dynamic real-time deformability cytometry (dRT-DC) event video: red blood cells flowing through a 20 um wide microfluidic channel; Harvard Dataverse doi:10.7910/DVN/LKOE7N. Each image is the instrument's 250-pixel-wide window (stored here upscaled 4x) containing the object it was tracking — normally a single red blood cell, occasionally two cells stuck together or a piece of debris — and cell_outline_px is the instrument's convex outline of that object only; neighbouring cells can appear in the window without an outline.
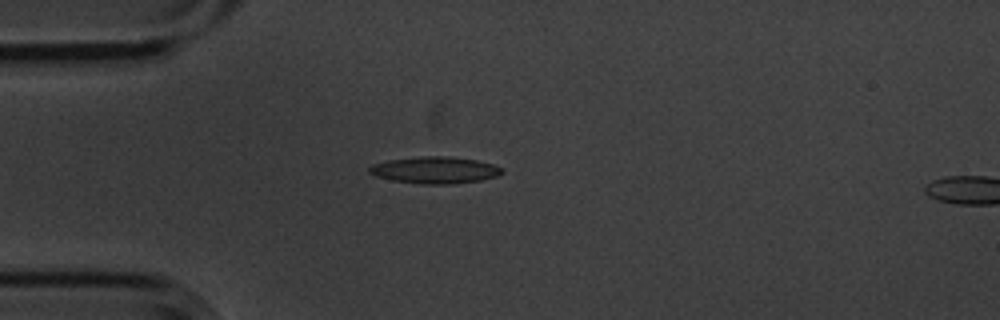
{"species": "common noctule bat (a hibernating species)", "species_latin": "Nyctalus noctula", "temperature_condition": "cold", "stored_images_in_passage": 2, "camera_frame_rate_fps": 3000, "um_per_image_px": 0.085, "animal": {"sex": "male", "body_mass_g": 20.1, "forearm_length_mm": 53.5}, "frame": {"image": 1, "passage_image": 1, "time_ms": 0.0, "image_size_px": [1000, 320], "cell_outline_px": [[504, 172], [500, 176], [480, 180], [452, 184], [420, 184], [392, 180], [376, 176], [368, 172], [368, 168], [372, 164], [388, 160], [420, 156], [448, 156], [476, 160], [492, 164], [504, 168]], "centroid_in_image_um": [36.99, 14.46], "position_along_channel_um": 48.0, "area_um2": 20.87}}